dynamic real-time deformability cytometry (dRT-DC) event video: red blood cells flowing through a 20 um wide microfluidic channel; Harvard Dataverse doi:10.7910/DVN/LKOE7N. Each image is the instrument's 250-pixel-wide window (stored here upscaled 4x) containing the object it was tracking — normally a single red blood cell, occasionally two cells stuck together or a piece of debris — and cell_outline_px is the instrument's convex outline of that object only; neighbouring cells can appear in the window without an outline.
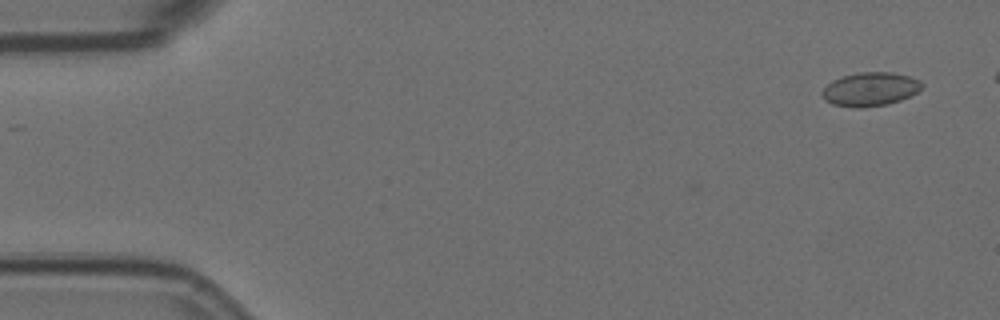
{"species": "Egyptian fruit bat (a non-hibernating species)", "species_latin": "Rousettus aegyptiacus", "temperature_condition": "room temperature", "stored_images_in_passage": 6, "camera_frame_rate_fps": 3000, "um_per_image_px": 0.085, "animal": {"sex": "female"}, "frame": {"image": 1, "passage_image": 1, "time_ms": 0.0, "image_size_px": [1000, 320], "cell_outline_px": [[924, 84], [916, 92], [900, 100], [888, 104], [860, 108], [856, 108], [832, 104], [824, 100], [820, 96], [820, 92], [832, 80], [844, 76], [860, 72], [892, 72], [908, 76], [920, 80]], "centroid_in_image_um": [73.93, 7.59], "position_along_channel_um": 11.1, "area_um2": 19.59}}